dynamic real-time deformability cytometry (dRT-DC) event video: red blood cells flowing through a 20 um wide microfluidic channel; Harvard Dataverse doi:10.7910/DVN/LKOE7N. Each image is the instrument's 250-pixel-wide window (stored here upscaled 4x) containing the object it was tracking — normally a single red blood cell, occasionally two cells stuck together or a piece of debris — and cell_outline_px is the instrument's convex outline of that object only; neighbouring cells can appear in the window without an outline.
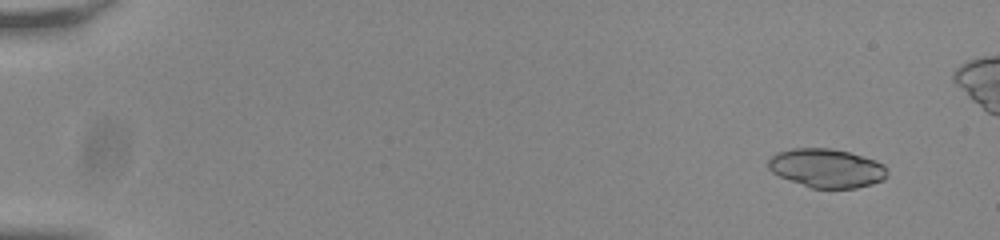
{"species": "common noctule bat (a hibernating species)", "species_latin": "Nyctalus noctula", "temperature_condition": "room temperature", "stored_images_in_passage": 53, "camera_frame_rate_fps": 3000, "um_per_image_px": 0.085, "animal": {"sex": "male", "body_mass_g": 20.0, "forearm_length_mm": 53.3}, "frame": {"image": 1, "passage_image": 5, "time_ms": 1.333, "image_size_px": [1000, 240], "cell_outline_px": [[888, 176], [884, 180], [872, 184], [856, 188], [812, 188], [780, 176], [772, 172], [768, 168], [768, 160], [776, 152], [792, 148], [832, 148], [864, 156], [876, 160], [884, 164], [888, 168]], "centroid_in_image_um": [70.31, 14.28], "position_along_channel_um": 14.7, "area_um2": 27.11}}